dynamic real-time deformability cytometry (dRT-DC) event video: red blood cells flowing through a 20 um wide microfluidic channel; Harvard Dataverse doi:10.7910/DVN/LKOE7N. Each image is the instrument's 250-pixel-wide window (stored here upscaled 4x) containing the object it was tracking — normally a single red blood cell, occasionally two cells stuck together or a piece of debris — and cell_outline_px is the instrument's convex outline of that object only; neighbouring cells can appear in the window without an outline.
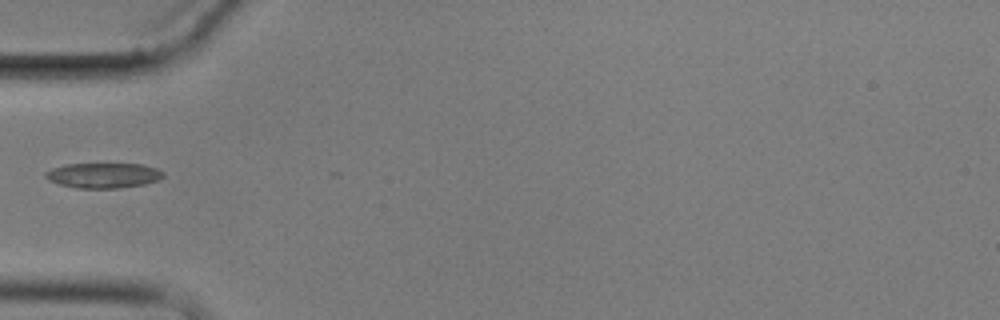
{"species": "common noctule bat (a hibernating species)", "species_latin": "Nyctalus noctula", "temperature_condition": "cold", "stored_images_in_passage": 6, "camera_frame_rate_fps": 3000, "um_per_image_px": 0.085, "animal": {"sex": "male", "body_mass_g": 17.9}, "frame": {"image": 1, "passage_image": 6, "time_ms": 6.0, "image_size_px": [1000, 320], "cell_outline_px": [[164, 176], [156, 180], [144, 184], [120, 188], [76, 188], [60, 184], [48, 180], [44, 176], [44, 172], [52, 168], [68, 164], [140, 164], [156, 168], [164, 172]], "centroid_in_image_um": [8.76, 14.91], "position_along_channel_um": 76.2, "area_um2": 17.17}}